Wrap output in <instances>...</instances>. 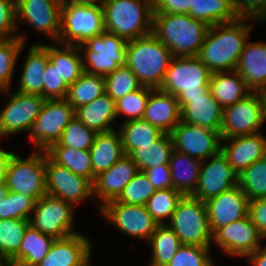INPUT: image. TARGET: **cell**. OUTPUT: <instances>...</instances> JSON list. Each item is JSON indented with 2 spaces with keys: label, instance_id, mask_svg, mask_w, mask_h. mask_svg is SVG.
<instances>
[{
  "label": "cell",
  "instance_id": "obj_36",
  "mask_svg": "<svg viewBox=\"0 0 266 266\" xmlns=\"http://www.w3.org/2000/svg\"><path fill=\"white\" fill-rule=\"evenodd\" d=\"M174 152L173 140L170 134L164 133L152 145L134 149L128 156L137 165L139 171H145L160 165H169Z\"/></svg>",
  "mask_w": 266,
  "mask_h": 266
},
{
  "label": "cell",
  "instance_id": "obj_48",
  "mask_svg": "<svg viewBox=\"0 0 266 266\" xmlns=\"http://www.w3.org/2000/svg\"><path fill=\"white\" fill-rule=\"evenodd\" d=\"M96 132L74 117L63 130L58 143L79 150H88L93 145Z\"/></svg>",
  "mask_w": 266,
  "mask_h": 266
},
{
  "label": "cell",
  "instance_id": "obj_39",
  "mask_svg": "<svg viewBox=\"0 0 266 266\" xmlns=\"http://www.w3.org/2000/svg\"><path fill=\"white\" fill-rule=\"evenodd\" d=\"M147 242L153 249L150 266H166L182 245L173 229L166 224H158Z\"/></svg>",
  "mask_w": 266,
  "mask_h": 266
},
{
  "label": "cell",
  "instance_id": "obj_41",
  "mask_svg": "<svg viewBox=\"0 0 266 266\" xmlns=\"http://www.w3.org/2000/svg\"><path fill=\"white\" fill-rule=\"evenodd\" d=\"M239 187L249 201L266 198V156L240 173Z\"/></svg>",
  "mask_w": 266,
  "mask_h": 266
},
{
  "label": "cell",
  "instance_id": "obj_19",
  "mask_svg": "<svg viewBox=\"0 0 266 266\" xmlns=\"http://www.w3.org/2000/svg\"><path fill=\"white\" fill-rule=\"evenodd\" d=\"M62 3L63 0H16L17 18L59 40Z\"/></svg>",
  "mask_w": 266,
  "mask_h": 266
},
{
  "label": "cell",
  "instance_id": "obj_26",
  "mask_svg": "<svg viewBox=\"0 0 266 266\" xmlns=\"http://www.w3.org/2000/svg\"><path fill=\"white\" fill-rule=\"evenodd\" d=\"M235 71L253 92L266 86V43L246 42Z\"/></svg>",
  "mask_w": 266,
  "mask_h": 266
},
{
  "label": "cell",
  "instance_id": "obj_25",
  "mask_svg": "<svg viewBox=\"0 0 266 266\" xmlns=\"http://www.w3.org/2000/svg\"><path fill=\"white\" fill-rule=\"evenodd\" d=\"M180 108L182 122L216 130L220 133L223 108L210 90L203 96L189 97V102Z\"/></svg>",
  "mask_w": 266,
  "mask_h": 266
},
{
  "label": "cell",
  "instance_id": "obj_7",
  "mask_svg": "<svg viewBox=\"0 0 266 266\" xmlns=\"http://www.w3.org/2000/svg\"><path fill=\"white\" fill-rule=\"evenodd\" d=\"M104 31L102 7L62 4L60 44L79 46Z\"/></svg>",
  "mask_w": 266,
  "mask_h": 266
},
{
  "label": "cell",
  "instance_id": "obj_1",
  "mask_svg": "<svg viewBox=\"0 0 266 266\" xmlns=\"http://www.w3.org/2000/svg\"><path fill=\"white\" fill-rule=\"evenodd\" d=\"M239 18L209 27L198 54L211 73L235 71L252 25ZM228 70V71H225Z\"/></svg>",
  "mask_w": 266,
  "mask_h": 266
},
{
  "label": "cell",
  "instance_id": "obj_30",
  "mask_svg": "<svg viewBox=\"0 0 266 266\" xmlns=\"http://www.w3.org/2000/svg\"><path fill=\"white\" fill-rule=\"evenodd\" d=\"M48 60L47 45L31 46L24 62L18 91L44 97V74Z\"/></svg>",
  "mask_w": 266,
  "mask_h": 266
},
{
  "label": "cell",
  "instance_id": "obj_11",
  "mask_svg": "<svg viewBox=\"0 0 266 266\" xmlns=\"http://www.w3.org/2000/svg\"><path fill=\"white\" fill-rule=\"evenodd\" d=\"M265 121L260 96L257 92H252L246 98L223 109L220 137L229 139L257 134V130Z\"/></svg>",
  "mask_w": 266,
  "mask_h": 266
},
{
  "label": "cell",
  "instance_id": "obj_22",
  "mask_svg": "<svg viewBox=\"0 0 266 266\" xmlns=\"http://www.w3.org/2000/svg\"><path fill=\"white\" fill-rule=\"evenodd\" d=\"M90 243L80 233L55 239L47 255L35 266H82L90 259Z\"/></svg>",
  "mask_w": 266,
  "mask_h": 266
},
{
  "label": "cell",
  "instance_id": "obj_35",
  "mask_svg": "<svg viewBox=\"0 0 266 266\" xmlns=\"http://www.w3.org/2000/svg\"><path fill=\"white\" fill-rule=\"evenodd\" d=\"M78 50L81 49L75 45L63 44L62 49L47 45L49 61L57 68L68 86L72 85L84 72L83 59Z\"/></svg>",
  "mask_w": 266,
  "mask_h": 266
},
{
  "label": "cell",
  "instance_id": "obj_60",
  "mask_svg": "<svg viewBox=\"0 0 266 266\" xmlns=\"http://www.w3.org/2000/svg\"><path fill=\"white\" fill-rule=\"evenodd\" d=\"M9 189L6 185V182H0V201L5 198V196L8 194Z\"/></svg>",
  "mask_w": 266,
  "mask_h": 266
},
{
  "label": "cell",
  "instance_id": "obj_8",
  "mask_svg": "<svg viewBox=\"0 0 266 266\" xmlns=\"http://www.w3.org/2000/svg\"><path fill=\"white\" fill-rule=\"evenodd\" d=\"M45 164V151L36 150L27 159L12 152L5 181L9 191L32 195L37 200L45 196L47 194Z\"/></svg>",
  "mask_w": 266,
  "mask_h": 266
},
{
  "label": "cell",
  "instance_id": "obj_20",
  "mask_svg": "<svg viewBox=\"0 0 266 266\" xmlns=\"http://www.w3.org/2000/svg\"><path fill=\"white\" fill-rule=\"evenodd\" d=\"M248 197L236 186L205 201L212 233L218 228L248 216Z\"/></svg>",
  "mask_w": 266,
  "mask_h": 266
},
{
  "label": "cell",
  "instance_id": "obj_31",
  "mask_svg": "<svg viewBox=\"0 0 266 266\" xmlns=\"http://www.w3.org/2000/svg\"><path fill=\"white\" fill-rule=\"evenodd\" d=\"M200 163V160L176 150L172 153L169 166L173 188L183 196L194 194L199 181Z\"/></svg>",
  "mask_w": 266,
  "mask_h": 266
},
{
  "label": "cell",
  "instance_id": "obj_34",
  "mask_svg": "<svg viewBox=\"0 0 266 266\" xmlns=\"http://www.w3.org/2000/svg\"><path fill=\"white\" fill-rule=\"evenodd\" d=\"M47 156L57 165L68 168L71 172L89 179L93 183L92 162L90 151L74 149L52 144L46 151Z\"/></svg>",
  "mask_w": 266,
  "mask_h": 266
},
{
  "label": "cell",
  "instance_id": "obj_18",
  "mask_svg": "<svg viewBox=\"0 0 266 266\" xmlns=\"http://www.w3.org/2000/svg\"><path fill=\"white\" fill-rule=\"evenodd\" d=\"M264 238L249 216L218 228L213 233L215 243L227 254L248 256L260 248Z\"/></svg>",
  "mask_w": 266,
  "mask_h": 266
},
{
  "label": "cell",
  "instance_id": "obj_52",
  "mask_svg": "<svg viewBox=\"0 0 266 266\" xmlns=\"http://www.w3.org/2000/svg\"><path fill=\"white\" fill-rule=\"evenodd\" d=\"M239 18L259 19L266 12V0H233Z\"/></svg>",
  "mask_w": 266,
  "mask_h": 266
},
{
  "label": "cell",
  "instance_id": "obj_6",
  "mask_svg": "<svg viewBox=\"0 0 266 266\" xmlns=\"http://www.w3.org/2000/svg\"><path fill=\"white\" fill-rule=\"evenodd\" d=\"M168 225L176 233L181 244L210 247L213 233L205 202L192 196H183Z\"/></svg>",
  "mask_w": 266,
  "mask_h": 266
},
{
  "label": "cell",
  "instance_id": "obj_55",
  "mask_svg": "<svg viewBox=\"0 0 266 266\" xmlns=\"http://www.w3.org/2000/svg\"><path fill=\"white\" fill-rule=\"evenodd\" d=\"M248 216L261 235L266 238V198L249 201Z\"/></svg>",
  "mask_w": 266,
  "mask_h": 266
},
{
  "label": "cell",
  "instance_id": "obj_46",
  "mask_svg": "<svg viewBox=\"0 0 266 266\" xmlns=\"http://www.w3.org/2000/svg\"><path fill=\"white\" fill-rule=\"evenodd\" d=\"M155 192L156 189L148 176L143 171H139L124 187L117 201L131 205H145Z\"/></svg>",
  "mask_w": 266,
  "mask_h": 266
},
{
  "label": "cell",
  "instance_id": "obj_2",
  "mask_svg": "<svg viewBox=\"0 0 266 266\" xmlns=\"http://www.w3.org/2000/svg\"><path fill=\"white\" fill-rule=\"evenodd\" d=\"M210 26L189 14H153L152 33L173 56H198Z\"/></svg>",
  "mask_w": 266,
  "mask_h": 266
},
{
  "label": "cell",
  "instance_id": "obj_5",
  "mask_svg": "<svg viewBox=\"0 0 266 266\" xmlns=\"http://www.w3.org/2000/svg\"><path fill=\"white\" fill-rule=\"evenodd\" d=\"M211 74L198 56H173L159 89L177 97L181 107L189 97L203 96L209 90Z\"/></svg>",
  "mask_w": 266,
  "mask_h": 266
},
{
  "label": "cell",
  "instance_id": "obj_62",
  "mask_svg": "<svg viewBox=\"0 0 266 266\" xmlns=\"http://www.w3.org/2000/svg\"><path fill=\"white\" fill-rule=\"evenodd\" d=\"M260 21L261 20H266V12H265V14L259 19Z\"/></svg>",
  "mask_w": 266,
  "mask_h": 266
},
{
  "label": "cell",
  "instance_id": "obj_3",
  "mask_svg": "<svg viewBox=\"0 0 266 266\" xmlns=\"http://www.w3.org/2000/svg\"><path fill=\"white\" fill-rule=\"evenodd\" d=\"M173 55L151 32L127 41L125 65L142 86L160 88Z\"/></svg>",
  "mask_w": 266,
  "mask_h": 266
},
{
  "label": "cell",
  "instance_id": "obj_54",
  "mask_svg": "<svg viewBox=\"0 0 266 266\" xmlns=\"http://www.w3.org/2000/svg\"><path fill=\"white\" fill-rule=\"evenodd\" d=\"M156 190L173 188L169 165H160L144 171Z\"/></svg>",
  "mask_w": 266,
  "mask_h": 266
},
{
  "label": "cell",
  "instance_id": "obj_9",
  "mask_svg": "<svg viewBox=\"0 0 266 266\" xmlns=\"http://www.w3.org/2000/svg\"><path fill=\"white\" fill-rule=\"evenodd\" d=\"M127 41L117 35L104 31L99 36L87 39L79 45L84 50L86 62L83 59L84 71L90 74L106 76L120 66L125 65ZM86 47L84 48V46ZM88 66L91 68L88 69Z\"/></svg>",
  "mask_w": 266,
  "mask_h": 266
},
{
  "label": "cell",
  "instance_id": "obj_15",
  "mask_svg": "<svg viewBox=\"0 0 266 266\" xmlns=\"http://www.w3.org/2000/svg\"><path fill=\"white\" fill-rule=\"evenodd\" d=\"M211 161L200 168L197 188L192 197L203 202L240 184V173L231 167L220 150Z\"/></svg>",
  "mask_w": 266,
  "mask_h": 266
},
{
  "label": "cell",
  "instance_id": "obj_4",
  "mask_svg": "<svg viewBox=\"0 0 266 266\" xmlns=\"http://www.w3.org/2000/svg\"><path fill=\"white\" fill-rule=\"evenodd\" d=\"M102 10L105 31L126 41L152 32V0H106Z\"/></svg>",
  "mask_w": 266,
  "mask_h": 266
},
{
  "label": "cell",
  "instance_id": "obj_32",
  "mask_svg": "<svg viewBox=\"0 0 266 266\" xmlns=\"http://www.w3.org/2000/svg\"><path fill=\"white\" fill-rule=\"evenodd\" d=\"M225 73L228 74V72L212 73L209 81V90L223 109L253 92L236 71H231L229 76Z\"/></svg>",
  "mask_w": 266,
  "mask_h": 266
},
{
  "label": "cell",
  "instance_id": "obj_37",
  "mask_svg": "<svg viewBox=\"0 0 266 266\" xmlns=\"http://www.w3.org/2000/svg\"><path fill=\"white\" fill-rule=\"evenodd\" d=\"M120 129L125 155L141 146L152 145L164 133L144 119L125 121Z\"/></svg>",
  "mask_w": 266,
  "mask_h": 266
},
{
  "label": "cell",
  "instance_id": "obj_29",
  "mask_svg": "<svg viewBox=\"0 0 266 266\" xmlns=\"http://www.w3.org/2000/svg\"><path fill=\"white\" fill-rule=\"evenodd\" d=\"M55 239L31 225L26 229L19 250L6 262L7 266H35L49 252Z\"/></svg>",
  "mask_w": 266,
  "mask_h": 266
},
{
  "label": "cell",
  "instance_id": "obj_53",
  "mask_svg": "<svg viewBox=\"0 0 266 266\" xmlns=\"http://www.w3.org/2000/svg\"><path fill=\"white\" fill-rule=\"evenodd\" d=\"M193 0H152L153 14H188Z\"/></svg>",
  "mask_w": 266,
  "mask_h": 266
},
{
  "label": "cell",
  "instance_id": "obj_13",
  "mask_svg": "<svg viewBox=\"0 0 266 266\" xmlns=\"http://www.w3.org/2000/svg\"><path fill=\"white\" fill-rule=\"evenodd\" d=\"M47 194L75 204L86 197H93V183L74 174L68 168L57 165L46 154L45 164Z\"/></svg>",
  "mask_w": 266,
  "mask_h": 266
},
{
  "label": "cell",
  "instance_id": "obj_44",
  "mask_svg": "<svg viewBox=\"0 0 266 266\" xmlns=\"http://www.w3.org/2000/svg\"><path fill=\"white\" fill-rule=\"evenodd\" d=\"M24 46L20 37L0 39V90L3 92L9 89L18 54Z\"/></svg>",
  "mask_w": 266,
  "mask_h": 266
},
{
  "label": "cell",
  "instance_id": "obj_59",
  "mask_svg": "<svg viewBox=\"0 0 266 266\" xmlns=\"http://www.w3.org/2000/svg\"><path fill=\"white\" fill-rule=\"evenodd\" d=\"M257 93L260 96L261 102H262V108L264 111V115L266 117V86L260 88Z\"/></svg>",
  "mask_w": 266,
  "mask_h": 266
},
{
  "label": "cell",
  "instance_id": "obj_58",
  "mask_svg": "<svg viewBox=\"0 0 266 266\" xmlns=\"http://www.w3.org/2000/svg\"><path fill=\"white\" fill-rule=\"evenodd\" d=\"M97 1L100 2L98 5ZM105 1L106 0H63L62 4L95 5L102 7Z\"/></svg>",
  "mask_w": 266,
  "mask_h": 266
},
{
  "label": "cell",
  "instance_id": "obj_10",
  "mask_svg": "<svg viewBox=\"0 0 266 266\" xmlns=\"http://www.w3.org/2000/svg\"><path fill=\"white\" fill-rule=\"evenodd\" d=\"M75 117V109L66 99L46 100L30 128V138L38 150L46 151L58 142L63 130Z\"/></svg>",
  "mask_w": 266,
  "mask_h": 266
},
{
  "label": "cell",
  "instance_id": "obj_43",
  "mask_svg": "<svg viewBox=\"0 0 266 266\" xmlns=\"http://www.w3.org/2000/svg\"><path fill=\"white\" fill-rule=\"evenodd\" d=\"M182 197L183 195L174 188L156 190L145 206L157 224H164L163 219L167 217L168 221H170Z\"/></svg>",
  "mask_w": 266,
  "mask_h": 266
},
{
  "label": "cell",
  "instance_id": "obj_23",
  "mask_svg": "<svg viewBox=\"0 0 266 266\" xmlns=\"http://www.w3.org/2000/svg\"><path fill=\"white\" fill-rule=\"evenodd\" d=\"M142 119L163 133L170 134L181 122V108L177 97L159 88L152 89Z\"/></svg>",
  "mask_w": 266,
  "mask_h": 266
},
{
  "label": "cell",
  "instance_id": "obj_63",
  "mask_svg": "<svg viewBox=\"0 0 266 266\" xmlns=\"http://www.w3.org/2000/svg\"><path fill=\"white\" fill-rule=\"evenodd\" d=\"M90 261L88 260L86 263H84L82 266H90L89 265Z\"/></svg>",
  "mask_w": 266,
  "mask_h": 266
},
{
  "label": "cell",
  "instance_id": "obj_27",
  "mask_svg": "<svg viewBox=\"0 0 266 266\" xmlns=\"http://www.w3.org/2000/svg\"><path fill=\"white\" fill-rule=\"evenodd\" d=\"M89 151L92 162L93 183L96 176L108 170L125 156L121 135L114 130L96 133Z\"/></svg>",
  "mask_w": 266,
  "mask_h": 266
},
{
  "label": "cell",
  "instance_id": "obj_47",
  "mask_svg": "<svg viewBox=\"0 0 266 266\" xmlns=\"http://www.w3.org/2000/svg\"><path fill=\"white\" fill-rule=\"evenodd\" d=\"M152 89L151 87L141 86L136 91L117 100V116L120 114L128 115L129 118H126L125 121L142 119Z\"/></svg>",
  "mask_w": 266,
  "mask_h": 266
},
{
  "label": "cell",
  "instance_id": "obj_24",
  "mask_svg": "<svg viewBox=\"0 0 266 266\" xmlns=\"http://www.w3.org/2000/svg\"><path fill=\"white\" fill-rule=\"evenodd\" d=\"M221 141L231 142L230 145L221 144V151L231 167L239 173L266 156V139L260 133L221 139Z\"/></svg>",
  "mask_w": 266,
  "mask_h": 266
},
{
  "label": "cell",
  "instance_id": "obj_61",
  "mask_svg": "<svg viewBox=\"0 0 266 266\" xmlns=\"http://www.w3.org/2000/svg\"><path fill=\"white\" fill-rule=\"evenodd\" d=\"M0 266H7L6 261L0 256Z\"/></svg>",
  "mask_w": 266,
  "mask_h": 266
},
{
  "label": "cell",
  "instance_id": "obj_21",
  "mask_svg": "<svg viewBox=\"0 0 266 266\" xmlns=\"http://www.w3.org/2000/svg\"><path fill=\"white\" fill-rule=\"evenodd\" d=\"M139 172L137 165L128 156H123L108 170L96 176L93 183V197H100L102 205L117 200L122 194L124 187Z\"/></svg>",
  "mask_w": 266,
  "mask_h": 266
},
{
  "label": "cell",
  "instance_id": "obj_42",
  "mask_svg": "<svg viewBox=\"0 0 266 266\" xmlns=\"http://www.w3.org/2000/svg\"><path fill=\"white\" fill-rule=\"evenodd\" d=\"M106 94L115 102L128 93L136 91L142 85L137 76L126 65L104 76Z\"/></svg>",
  "mask_w": 266,
  "mask_h": 266
},
{
  "label": "cell",
  "instance_id": "obj_40",
  "mask_svg": "<svg viewBox=\"0 0 266 266\" xmlns=\"http://www.w3.org/2000/svg\"><path fill=\"white\" fill-rule=\"evenodd\" d=\"M30 221L0 219V256L7 262L18 250Z\"/></svg>",
  "mask_w": 266,
  "mask_h": 266
},
{
  "label": "cell",
  "instance_id": "obj_17",
  "mask_svg": "<svg viewBox=\"0 0 266 266\" xmlns=\"http://www.w3.org/2000/svg\"><path fill=\"white\" fill-rule=\"evenodd\" d=\"M45 101L40 95L15 92L0 112V137L29 131Z\"/></svg>",
  "mask_w": 266,
  "mask_h": 266
},
{
  "label": "cell",
  "instance_id": "obj_38",
  "mask_svg": "<svg viewBox=\"0 0 266 266\" xmlns=\"http://www.w3.org/2000/svg\"><path fill=\"white\" fill-rule=\"evenodd\" d=\"M105 93L104 76L90 74L84 71L81 76L69 86L66 100L76 109L92 102Z\"/></svg>",
  "mask_w": 266,
  "mask_h": 266
},
{
  "label": "cell",
  "instance_id": "obj_50",
  "mask_svg": "<svg viewBox=\"0 0 266 266\" xmlns=\"http://www.w3.org/2000/svg\"><path fill=\"white\" fill-rule=\"evenodd\" d=\"M44 75V98L46 100L66 99L69 86L49 60Z\"/></svg>",
  "mask_w": 266,
  "mask_h": 266
},
{
  "label": "cell",
  "instance_id": "obj_33",
  "mask_svg": "<svg viewBox=\"0 0 266 266\" xmlns=\"http://www.w3.org/2000/svg\"><path fill=\"white\" fill-rule=\"evenodd\" d=\"M188 14L210 27L239 19L233 0H193Z\"/></svg>",
  "mask_w": 266,
  "mask_h": 266
},
{
  "label": "cell",
  "instance_id": "obj_49",
  "mask_svg": "<svg viewBox=\"0 0 266 266\" xmlns=\"http://www.w3.org/2000/svg\"><path fill=\"white\" fill-rule=\"evenodd\" d=\"M209 247L182 244L166 266H211Z\"/></svg>",
  "mask_w": 266,
  "mask_h": 266
},
{
  "label": "cell",
  "instance_id": "obj_12",
  "mask_svg": "<svg viewBox=\"0 0 266 266\" xmlns=\"http://www.w3.org/2000/svg\"><path fill=\"white\" fill-rule=\"evenodd\" d=\"M73 206L68 201L46 194L37 200L34 216L29 219L30 225L54 239L75 234L77 232H74L72 225Z\"/></svg>",
  "mask_w": 266,
  "mask_h": 266
},
{
  "label": "cell",
  "instance_id": "obj_51",
  "mask_svg": "<svg viewBox=\"0 0 266 266\" xmlns=\"http://www.w3.org/2000/svg\"><path fill=\"white\" fill-rule=\"evenodd\" d=\"M16 0H0V39H13L20 37L25 43V37L22 35H13L16 27Z\"/></svg>",
  "mask_w": 266,
  "mask_h": 266
},
{
  "label": "cell",
  "instance_id": "obj_14",
  "mask_svg": "<svg viewBox=\"0 0 266 266\" xmlns=\"http://www.w3.org/2000/svg\"><path fill=\"white\" fill-rule=\"evenodd\" d=\"M174 150L202 161L221 150L220 133L202 126L180 122L170 133Z\"/></svg>",
  "mask_w": 266,
  "mask_h": 266
},
{
  "label": "cell",
  "instance_id": "obj_28",
  "mask_svg": "<svg viewBox=\"0 0 266 266\" xmlns=\"http://www.w3.org/2000/svg\"><path fill=\"white\" fill-rule=\"evenodd\" d=\"M75 117L96 133L114 130L109 124L117 117L116 102L104 94L75 109Z\"/></svg>",
  "mask_w": 266,
  "mask_h": 266
},
{
  "label": "cell",
  "instance_id": "obj_16",
  "mask_svg": "<svg viewBox=\"0 0 266 266\" xmlns=\"http://www.w3.org/2000/svg\"><path fill=\"white\" fill-rule=\"evenodd\" d=\"M99 210L119 230L139 239L148 241L158 225L145 205H131L113 200Z\"/></svg>",
  "mask_w": 266,
  "mask_h": 266
},
{
  "label": "cell",
  "instance_id": "obj_57",
  "mask_svg": "<svg viewBox=\"0 0 266 266\" xmlns=\"http://www.w3.org/2000/svg\"><path fill=\"white\" fill-rule=\"evenodd\" d=\"M11 154L12 152L0 149V182L6 181L7 169Z\"/></svg>",
  "mask_w": 266,
  "mask_h": 266
},
{
  "label": "cell",
  "instance_id": "obj_56",
  "mask_svg": "<svg viewBox=\"0 0 266 266\" xmlns=\"http://www.w3.org/2000/svg\"><path fill=\"white\" fill-rule=\"evenodd\" d=\"M253 266H266V248H258L247 256Z\"/></svg>",
  "mask_w": 266,
  "mask_h": 266
},
{
  "label": "cell",
  "instance_id": "obj_45",
  "mask_svg": "<svg viewBox=\"0 0 266 266\" xmlns=\"http://www.w3.org/2000/svg\"><path fill=\"white\" fill-rule=\"evenodd\" d=\"M37 199L32 195H21L17 192L9 191L8 194L0 201V219H27L33 211Z\"/></svg>",
  "mask_w": 266,
  "mask_h": 266
}]
</instances>
